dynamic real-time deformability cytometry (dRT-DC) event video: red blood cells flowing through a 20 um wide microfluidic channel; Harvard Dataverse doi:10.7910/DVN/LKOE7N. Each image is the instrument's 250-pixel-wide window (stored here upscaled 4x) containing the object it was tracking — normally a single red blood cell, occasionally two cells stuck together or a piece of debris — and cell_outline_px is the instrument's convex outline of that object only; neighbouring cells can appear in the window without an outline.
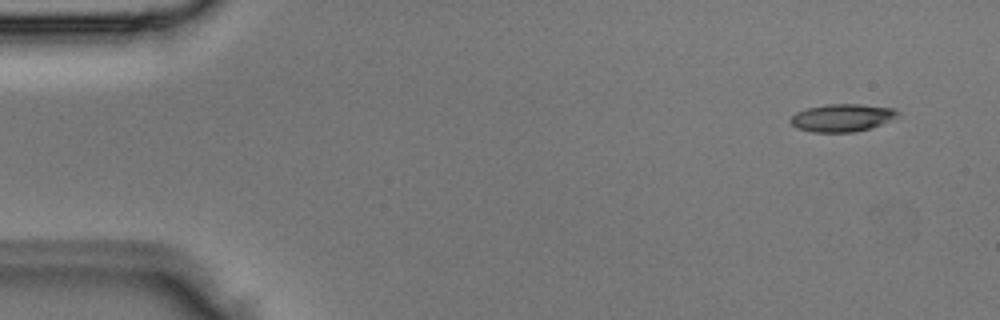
{"species": "Egyptian fruit bat (a non-hibernating species)", "species_latin": "Rousettus aegyptiacus", "temperature_condition": "room temperature", "stored_images_in_passage": 3, "camera_frame_rate_fps": 3000, "um_per_image_px": 0.085, "animal": {"sex": "male"}, "frame": {"image": 1, "passage_image": 1, "time_ms": 0.0, "image_size_px": [1000, 320], "cell_outline_px": [[900, 112], [896, 116], [872, 128], [852, 132], [812, 132], [796, 128], [788, 120], [796, 112], [808, 108], [828, 104], [860, 104], [892, 108]], "centroid_in_image_um": [71.53, 10.01], "position_along_channel_um": 13.5, "area_um2": 17.11}}